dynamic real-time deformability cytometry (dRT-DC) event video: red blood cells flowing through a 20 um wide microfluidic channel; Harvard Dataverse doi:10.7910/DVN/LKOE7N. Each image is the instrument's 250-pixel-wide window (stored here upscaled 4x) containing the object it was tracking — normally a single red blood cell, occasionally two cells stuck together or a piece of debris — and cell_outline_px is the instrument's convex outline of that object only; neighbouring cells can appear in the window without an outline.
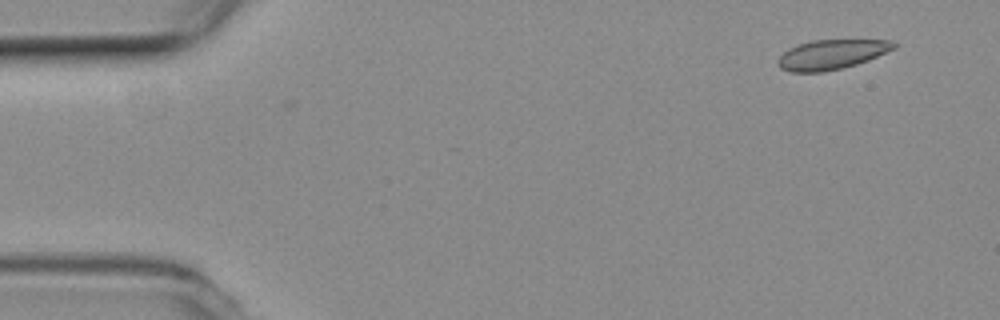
{"species": "common noctule bat (a hibernating species)", "species_latin": "Nyctalus noctula", "temperature_condition": "room temperature", "stored_images_in_passage": 6, "camera_frame_rate_fps": 3000, "um_per_image_px": 0.085, "animal": {"sex": "female", "body_mass_g": 19.3, "forearm_length_mm": 54.1}, "frame": {"image": 1, "passage_image": 6, "time_ms": 1.667, "image_size_px": [1000, 320], "cell_outline_px": [[896, 48], [868, 60], [856, 64], [824, 72], [792, 72], [780, 68], [776, 64], [776, 60], [788, 48], [812, 40], [892, 40], [896, 44]], "centroid_in_image_um": [70.66, 4.63], "position_along_channel_um": 14.3, "area_um2": 20.0}}